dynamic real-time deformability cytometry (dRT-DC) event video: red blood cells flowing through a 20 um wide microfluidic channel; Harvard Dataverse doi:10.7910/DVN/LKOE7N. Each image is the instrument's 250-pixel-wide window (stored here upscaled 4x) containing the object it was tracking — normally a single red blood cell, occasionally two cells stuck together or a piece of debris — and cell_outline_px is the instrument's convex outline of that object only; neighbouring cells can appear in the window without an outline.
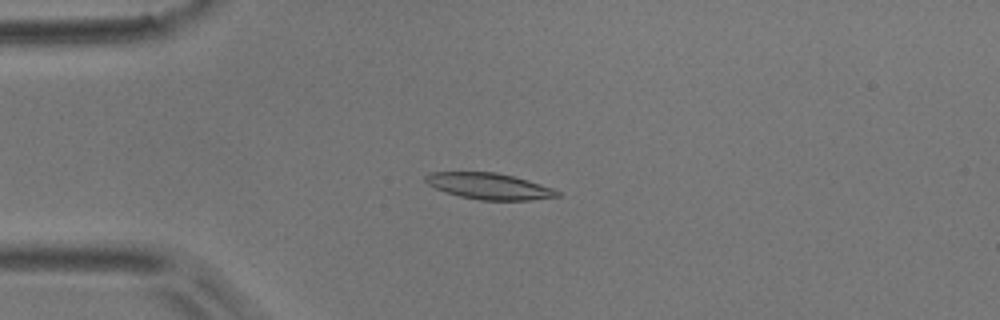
{"species": "common noctule bat (a hibernating species)", "species_latin": "Nyctalus noctula", "temperature_condition": "room temperature", "stored_images_in_passage": 45, "camera_frame_rate_fps": 3000, "um_per_image_px": 0.085, "animal": {"sex": "male", "body_mass_g": 17.9}, "frame": {"image": 1, "passage_image": 6, "time_ms": 1.667, "image_size_px": [1000, 320], "cell_outline_px": [[560, 196], [528, 200], [480, 200], [460, 196], [436, 188], [428, 184], [424, 180], [424, 176], [428, 172], [496, 172], [528, 180], [552, 188], [560, 192]], "centroid_in_image_um": [41.56, 15.82], "position_along_channel_um": 43.4, "area_um2": 19.94}}
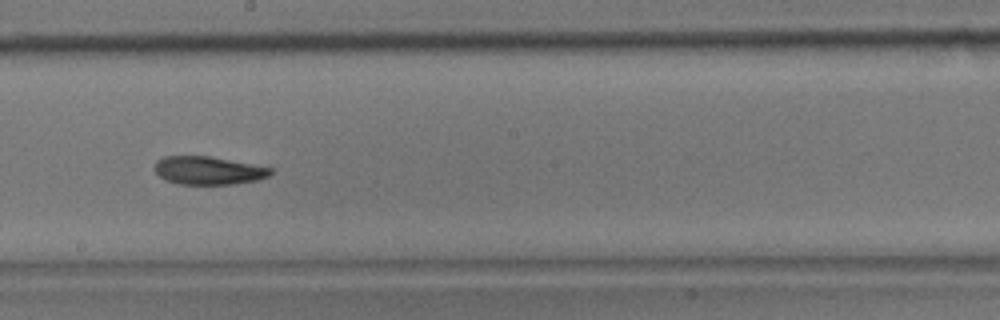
{"frame": {"image": 2, "passage_image": 22, "time_ms": 7.0, "image_size_px": [1000, 320], "cell_outline_px": [[272, 172], [268, 176], [256, 180], [236, 184], [180, 184], [164, 180], [152, 168], [156, 160], [164, 156], [208, 156], [272, 168]], "centroid_in_image_um": [17.64, 14.49], "position_along_channel_um": 230.6, "area_um2": 18.96}}
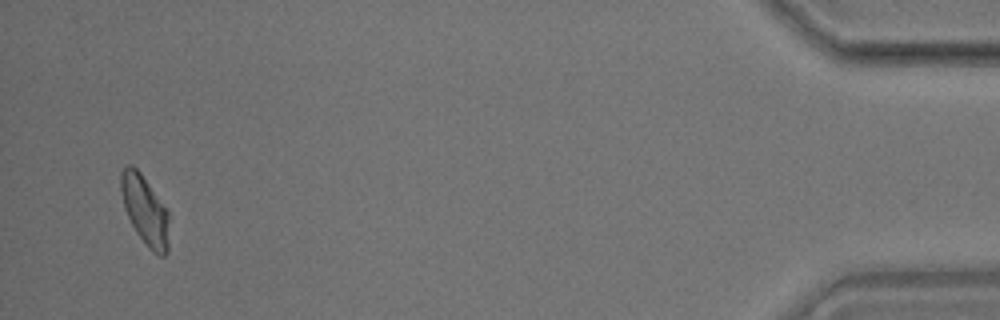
{"frame": {"image": 3, "passage_image": 43, "time_ms": 14.0, "image_size_px": [1000, 320], "cell_outline_px": [[168, 252], [164, 256], [160, 256], [152, 252], [148, 248], [136, 232], [124, 208], [120, 188], [120, 172], [128, 164], [132, 164], [140, 172], [168, 212]], "centroid_in_image_um": [12.3, 17.88], "position_along_channel_um": 422.9, "area_um2": 19.25}, "authors_computed_cell_mechanics": {"area_um2": 19.5942, "velocity_mm_per_s": 3.8997, "shape_relaxation_time_tau1_ms": 6.2259, "shape_relaxation_time_tau2_ms": 5.8795, "deformation_change_tau1": 0.1728, "deformation_change_tau2": 0.1133}}